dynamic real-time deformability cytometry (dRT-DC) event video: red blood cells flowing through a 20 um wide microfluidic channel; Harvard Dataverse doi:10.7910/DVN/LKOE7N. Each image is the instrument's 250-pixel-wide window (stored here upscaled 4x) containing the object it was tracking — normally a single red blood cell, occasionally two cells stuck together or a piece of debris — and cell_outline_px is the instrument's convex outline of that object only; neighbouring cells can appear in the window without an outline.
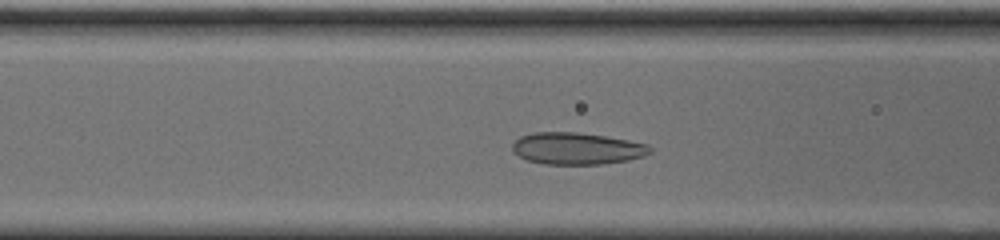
{"species": "common noctule bat (a hibernating species)", "species_latin": "Nyctalus noctula", "temperature_condition": "cold", "stored_images_in_passage": 33, "camera_frame_rate_fps": 3000, "um_per_image_px": 0.085, "animal": {"sex": "male", "body_mass_g": 20.0, "forearm_length_mm": 53.3}, "frame": {"image": 1, "passage_image": 9, "time_ms": 2.667, "image_size_px": [1000, 240], "cell_outline_px": [[652, 152], [644, 156], [628, 160], [604, 164], [544, 164], [528, 160], [512, 152], [512, 144], [520, 136], [536, 132], [576, 132], [604, 136], [628, 140], [648, 144], [652, 148]], "centroid_in_image_um": [49.05, 12.62], "position_along_channel_um": 117.6, "area_um2": 25.61}}
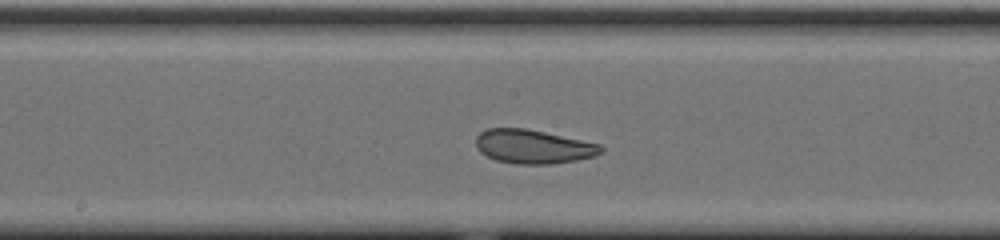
{"frame": {"image": 2, "passage_image": 16, "time_ms": 5.0, "image_size_px": [1000, 240], "cell_outline_px": [[604, 148], [600, 152], [592, 156], [576, 160], [552, 164], [516, 164], [496, 160], [480, 152], [476, 144], [476, 136], [480, 132], [488, 128], [524, 128], [544, 132], [600, 144]], "centroid_in_image_um": [45.29, 12.46], "position_along_channel_um": 202.9, "area_um2": 24.45}}
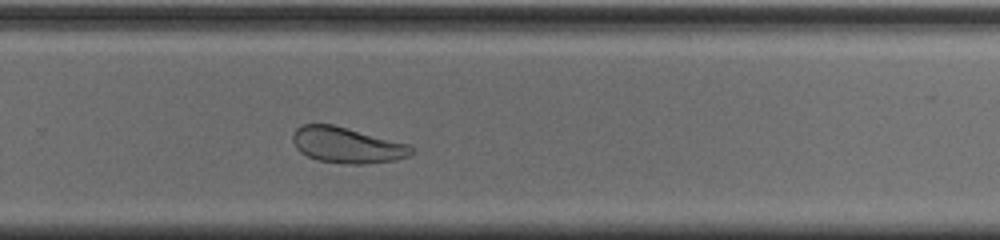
{"frame": {"image": 3, "passage_image": 24, "time_ms": 7.667, "image_size_px": [1000, 240], "cell_outline_px": [[412, 152], [408, 156], [396, 160], [364, 164], [344, 164], [320, 160], [308, 156], [300, 152], [296, 148], [292, 140], [292, 136], [296, 128], [304, 124], [332, 124], [408, 144], [412, 148]], "centroid_in_image_um": [29.46, 12.34], "position_along_channel_um": 300.3, "area_um2": 24.51}}